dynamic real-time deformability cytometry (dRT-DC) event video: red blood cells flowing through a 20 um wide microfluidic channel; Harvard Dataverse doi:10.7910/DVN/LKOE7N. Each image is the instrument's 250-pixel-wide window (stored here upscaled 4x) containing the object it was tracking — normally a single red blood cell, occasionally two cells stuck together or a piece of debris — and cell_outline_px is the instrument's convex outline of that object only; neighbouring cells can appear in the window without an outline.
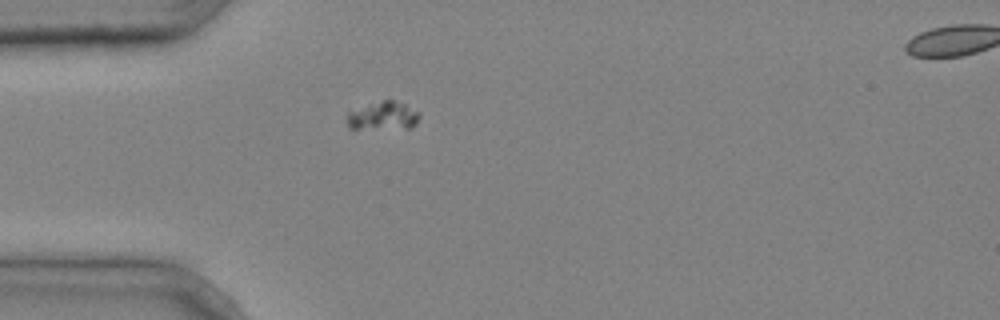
{"species": "common noctule bat (a hibernating species)", "species_latin": "Nyctalus noctula", "temperature_condition": "cold", "stored_images_in_passage": 2, "segment_of_instrument_passage": [1, 2], "camera_frame_rate_fps": 3000, "um_per_image_px": 0.085, "animal": {"sex": "male", "body_mass_g": 20.4}, "frame": {"image": 1, "passage_image": 1, "time_ms": 0.0, "image_size_px": [1000, 320], "cell_outline_px": [[420, 116], [416, 124], [408, 128], [348, 128], [348, 112], [384, 100], [392, 100], [404, 104], [420, 112]], "centroid_in_image_um": [32.61, 9.86], "position_along_channel_um": 52.4, "area_um2": 11.56}}